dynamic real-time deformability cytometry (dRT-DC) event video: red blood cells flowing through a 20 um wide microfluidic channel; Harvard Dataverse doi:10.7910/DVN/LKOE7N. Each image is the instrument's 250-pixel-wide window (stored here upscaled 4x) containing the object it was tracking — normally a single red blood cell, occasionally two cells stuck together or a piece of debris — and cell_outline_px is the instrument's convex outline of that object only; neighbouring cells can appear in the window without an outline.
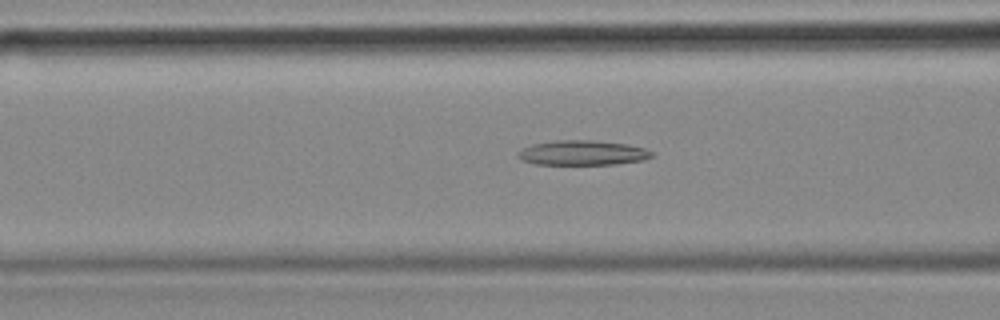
{"species": "common noctule bat (a hibernating species)", "species_latin": "Nyctalus noctula", "temperature_condition": "cold", "stored_images_in_passage": 55, "camera_frame_rate_fps": 3000, "um_per_image_px": 0.085, "animal": {"sex": "female", "body_mass_g": 18.4}, "frame": {"image": 1, "passage_image": 21, "time_ms": 6.667, "image_size_px": [1000, 320], "cell_outline_px": [[652, 156], [644, 160], [616, 164], [536, 164], [524, 160], [516, 156], [516, 152], [532, 144], [552, 140], [592, 140], [628, 144], [644, 148], [652, 152]], "centroid_in_image_um": [49.5, 12.98], "position_along_channel_um": 117.1, "area_um2": 19.31}}
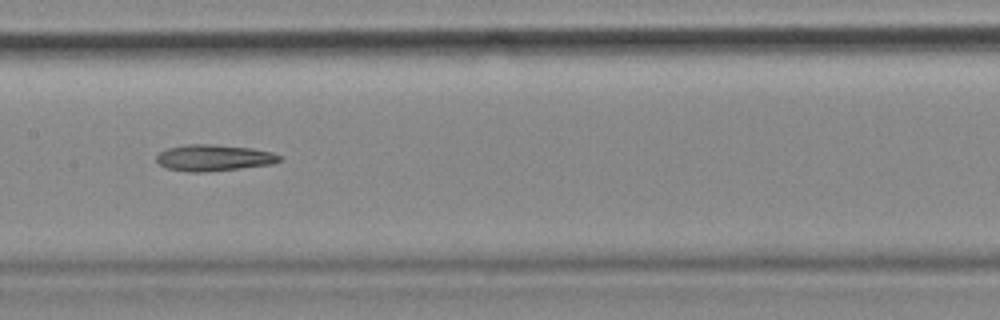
{"frame": {"image": 2, "passage_image": 27, "time_ms": 8.667, "image_size_px": [1000, 320], "cell_outline_px": [[284, 160], [272, 164], [240, 168], [204, 172], [188, 172], [168, 168], [160, 164], [156, 160], [156, 156], [164, 148], [188, 144], [212, 144], [252, 148], [272, 152], [280, 156]], "centroid_in_image_um": [18.17, 13.4], "position_along_channel_um": 189.2, "area_um2": 18.96}}
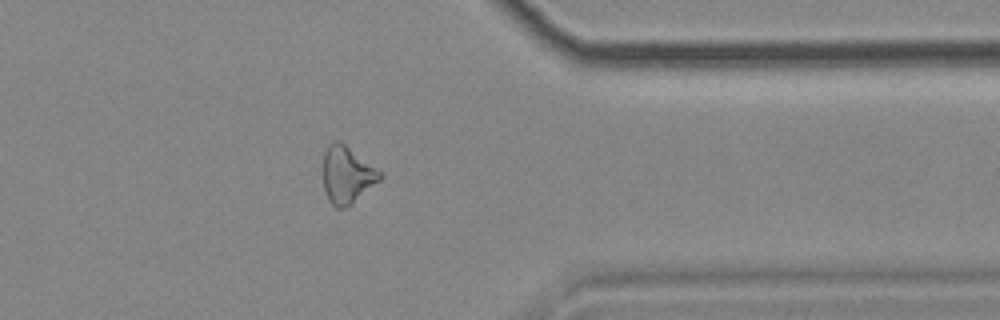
{"frame": {"image": 3, "passage_image": 44, "time_ms": 14.333, "image_size_px": [1000, 320], "cell_outline_px": [[384, 176], [380, 180], [352, 204], [344, 208], [336, 208], [328, 200], [324, 188], [324, 152], [328, 144], [332, 140], [340, 140], [384, 172]], "centroid_in_image_um": [29.53, 14.83], "position_along_channel_um": 381.9, "area_um2": 19.25}}